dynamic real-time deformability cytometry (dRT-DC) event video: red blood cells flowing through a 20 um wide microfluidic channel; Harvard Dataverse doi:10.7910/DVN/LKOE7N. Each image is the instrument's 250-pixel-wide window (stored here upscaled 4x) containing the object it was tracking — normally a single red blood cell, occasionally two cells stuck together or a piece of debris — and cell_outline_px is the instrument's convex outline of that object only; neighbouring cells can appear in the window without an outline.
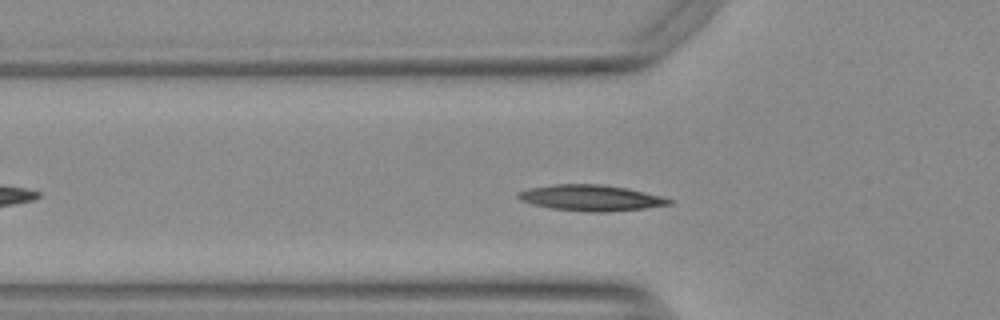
{"species": "Egyptian fruit bat (a non-hibernating species)", "species_latin": "Rousettus aegyptiacus", "temperature_condition": "warm", "stored_images_in_passage": 47, "camera_frame_rate_fps": 3000, "um_per_image_px": 0.085, "animal": {"sex": "female"}, "frame": {"image": 1, "passage_image": 10, "time_ms": 3.0, "image_size_px": [1000, 320], "cell_outline_px": [[672, 204], [644, 208], [608, 212], [588, 212], [552, 208], [532, 204], [520, 200], [516, 196], [516, 192], [528, 188], [552, 184], [600, 184], [628, 188], [660, 196], [672, 200]], "centroid_in_image_um": [50.17, 16.81], "position_along_channel_um": 75.6, "area_um2": 22.83}}
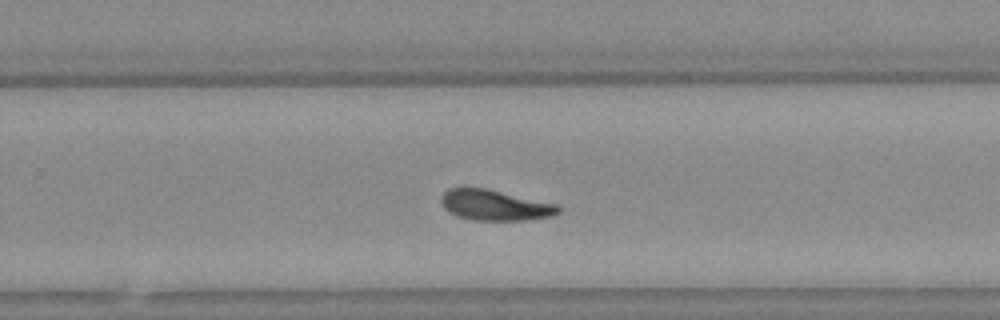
{"frame": {"image": 2, "passage_image": 27, "time_ms": 8.667, "image_size_px": [1000, 320], "cell_outline_px": [[560, 212], [552, 216], [528, 220], [472, 220], [456, 216], [448, 212], [444, 208], [440, 200], [440, 196], [448, 188], [484, 188], [556, 204], [560, 208]], "centroid_in_image_um": [42.02, 17.45], "position_along_channel_um": 287.8, "area_um2": 20.81}}
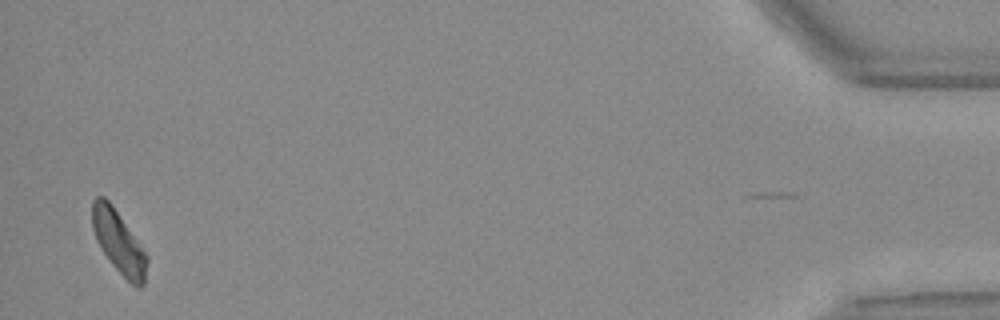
{"frame": {"image": 3, "passage_image": 45, "time_ms": 14.667, "image_size_px": [1000, 320], "cell_outline_px": [[148, 260], [144, 284], [140, 288], [136, 288], [112, 264], [100, 248], [96, 240], [92, 228], [92, 200], [96, 196], [104, 196], [112, 204], [148, 256]], "centroid_in_image_um": [10.07, 20.57], "position_along_channel_um": 425.1, "area_um2": 19.88}, "authors_computed_cell_mechanics": {"area_um2": 20.808, "velocity_mm_per_s": 3.7524, "shape_relaxation_time_tau1_ms": 7.6162, "shape_relaxation_time_tau2_ms": 1.8546, "deformation_change_tau1": 0.1733, "deformation_change_tau2": 0.0887}}